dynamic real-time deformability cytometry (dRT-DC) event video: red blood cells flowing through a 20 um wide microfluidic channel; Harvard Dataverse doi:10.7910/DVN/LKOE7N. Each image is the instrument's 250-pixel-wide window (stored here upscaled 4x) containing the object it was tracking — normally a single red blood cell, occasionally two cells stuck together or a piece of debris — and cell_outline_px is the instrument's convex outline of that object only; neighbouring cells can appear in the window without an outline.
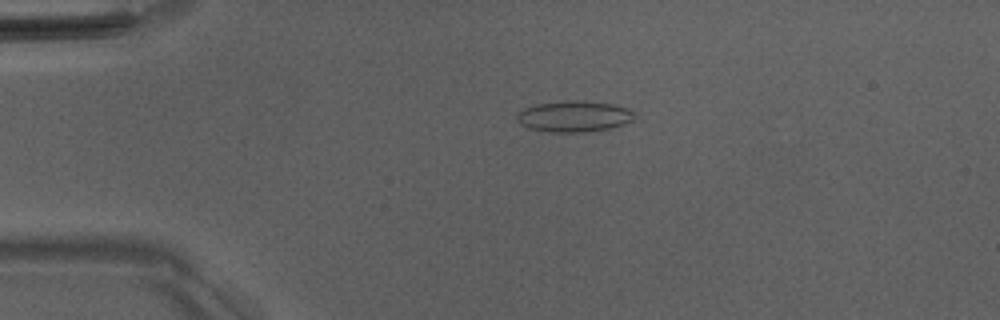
{"species": "Egyptian fruit bat (a non-hibernating species)", "species_latin": "Rousettus aegyptiacus", "temperature_condition": "room temperature", "stored_images_in_passage": 9, "camera_frame_rate_fps": 3000, "um_per_image_px": 0.085, "animal": {"sex": "male"}, "frame": {"image": 1, "passage_image": 4, "time_ms": 1.0, "image_size_px": [1000, 320], "cell_outline_px": [[636, 116], [632, 120], [624, 124], [608, 128], [584, 132], [552, 132], [528, 128], [520, 124], [516, 120], [516, 116], [524, 108], [536, 104], [564, 100], [572, 100], [612, 104], [628, 108], [636, 112]], "centroid_in_image_um": [48.79, 9.89], "position_along_channel_um": 36.2, "area_um2": 21.27}}